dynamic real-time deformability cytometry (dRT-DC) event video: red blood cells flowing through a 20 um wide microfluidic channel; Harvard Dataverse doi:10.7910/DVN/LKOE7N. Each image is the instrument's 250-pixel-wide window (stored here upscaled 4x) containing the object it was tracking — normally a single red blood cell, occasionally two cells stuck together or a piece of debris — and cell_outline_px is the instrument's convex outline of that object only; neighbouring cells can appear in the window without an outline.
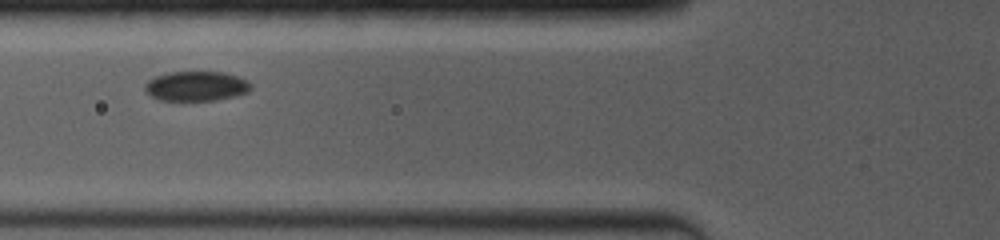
{"species": "common noctule bat (a hibernating species)", "species_latin": "Nyctalus noctula", "temperature_condition": "room temperature", "stored_images_in_passage": 22, "camera_frame_rate_fps": 4000, "um_per_image_px": 0.085, "animal": {"sex": "female", "body_mass_g": 19.0, "forearm_length_mm": 53.3}, "frame": {"image": 1, "passage_image": 4, "time_ms": 2.25, "image_size_px": [1000, 240], "cell_outline_px": [[252, 88], [248, 92], [236, 96], [216, 100], [160, 100], [144, 92], [144, 84], [148, 80], [156, 76], [168, 72], [224, 72], [248, 80], [252, 84]], "centroid_in_image_um": [16.69, 7.32], "position_along_channel_um": 109.1, "area_um2": 18.5}}
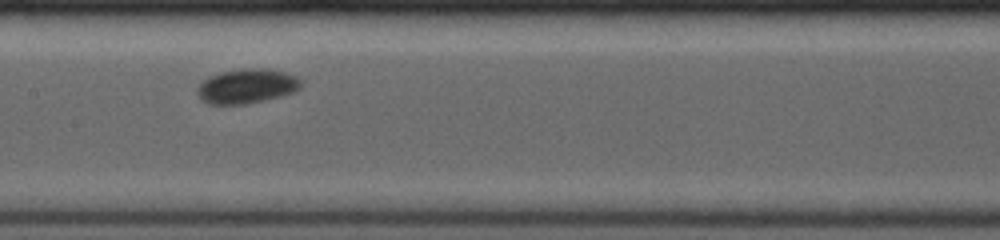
{"frame": {"image": 2, "passage_image": 9, "time_ms": 4.25, "image_size_px": [1000, 240], "cell_outline_px": [[300, 88], [296, 92], [264, 100], [244, 104], [208, 104], [200, 100], [196, 92], [196, 88], [208, 76], [220, 72], [240, 68], [264, 68], [284, 72], [296, 76], [300, 80]], "centroid_in_image_um": [20.94, 7.32], "position_along_channel_um": 186.5, "area_um2": 21.04}}
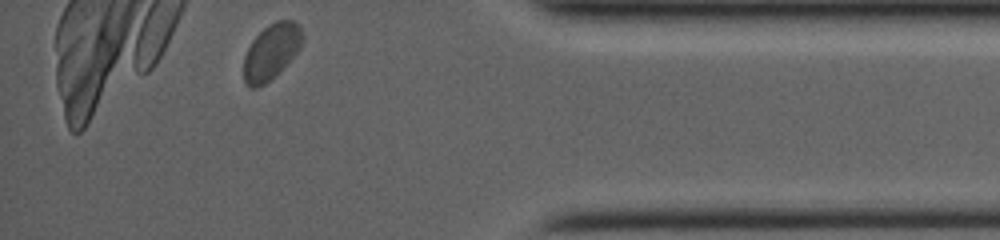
{"frame": {"image": 3, "passage_image": 21, "time_ms": 10.5, "image_size_px": [1000, 240], "cell_outline_px": [[304, 40], [300, 48], [264, 84], [256, 88], [252, 88], [244, 80], [244, 56], [252, 40], [268, 24], [276, 20], [292, 20], [300, 24]], "centroid_in_image_um": [23.06, 4.33], "position_along_channel_um": 412.1, "area_um2": 18.55}}